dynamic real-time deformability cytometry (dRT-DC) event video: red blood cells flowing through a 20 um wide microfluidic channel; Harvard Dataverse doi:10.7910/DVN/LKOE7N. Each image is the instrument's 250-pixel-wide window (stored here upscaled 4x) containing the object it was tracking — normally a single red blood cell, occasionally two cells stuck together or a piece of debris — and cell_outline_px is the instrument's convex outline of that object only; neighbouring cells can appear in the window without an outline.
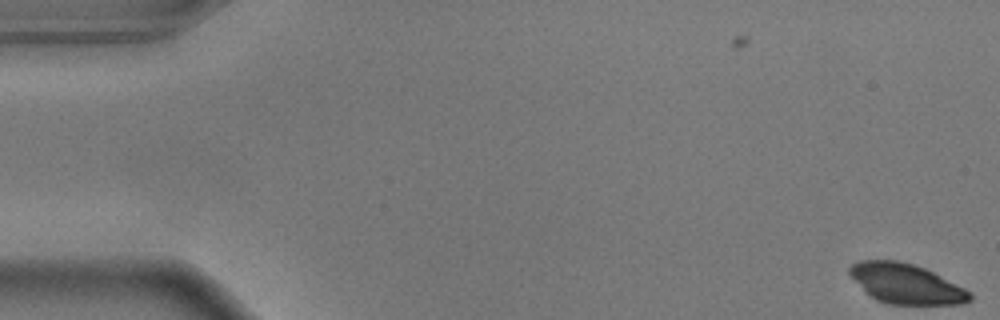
{"species": "common noctule bat (a hibernating species)", "species_latin": "Nyctalus noctula", "temperature_condition": "warm", "stored_images_in_passage": 2, "camera_frame_rate_fps": 3000, "um_per_image_px": 0.085, "animal": {"sex": "male", "body_mass_g": 17.9}, "frame": {"image": 1, "passage_image": 2, "time_ms": 0.333, "image_size_px": [1000, 320], "cell_outline_px": [[972, 300], [964, 304], [888, 304], [876, 300], [848, 272], [848, 268], [852, 264], [860, 260], [896, 260], [912, 264], [924, 268], [972, 292]], "centroid_in_image_um": [77.05, 24.12], "position_along_channel_um": 8.0, "area_um2": 27.51}}